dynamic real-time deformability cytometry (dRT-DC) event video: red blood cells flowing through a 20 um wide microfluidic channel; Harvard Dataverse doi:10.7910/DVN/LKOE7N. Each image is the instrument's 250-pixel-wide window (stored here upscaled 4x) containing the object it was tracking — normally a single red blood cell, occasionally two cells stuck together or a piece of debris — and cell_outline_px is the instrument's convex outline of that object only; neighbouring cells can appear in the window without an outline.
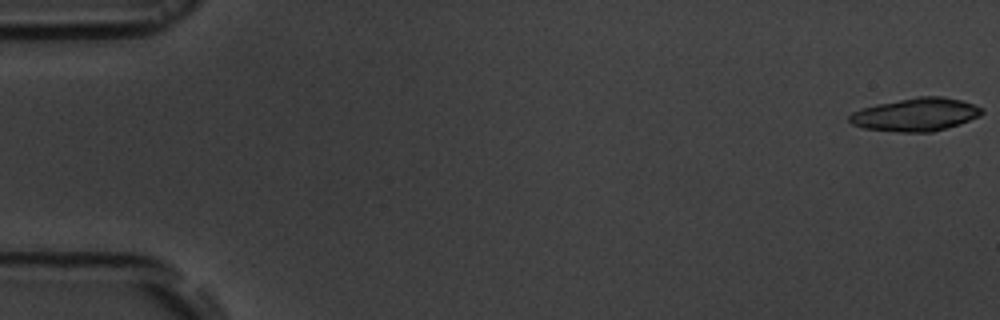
{"species": "common noctule bat (a hibernating species)", "species_latin": "Nyctalus noctula", "temperature_condition": "room temperature", "stored_images_in_passage": 57, "camera_frame_rate_fps": 3000, "um_per_image_px": 0.085, "animal": {"sex": "male", "body_mass_g": 19.5, "forearm_length_mm": 54.6}, "frame": {"image": 1, "passage_image": 1, "time_ms": 0.0, "image_size_px": [1000, 320], "cell_outline_px": [[984, 112], [980, 116], [960, 124], [932, 132], [900, 132], [864, 128], [852, 124], [848, 120], [848, 116], [852, 112], [860, 108], [876, 104], [916, 96], [944, 96], [960, 100], [984, 108]], "centroid_in_image_um": [77.84, 9.73], "position_along_channel_um": 7.2, "area_um2": 25.72}}
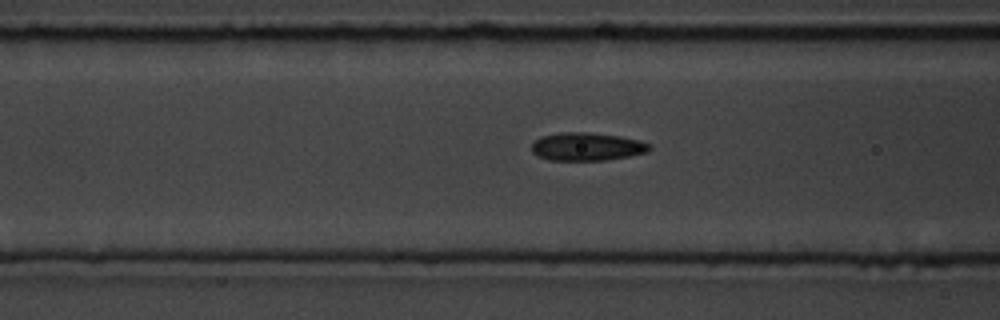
{"frame": {"image": 2, "passage_image": 23, "time_ms": 7.333, "image_size_px": [1000, 320], "cell_outline_px": [[652, 148], [648, 152], [628, 156], [604, 160], [548, 160], [536, 156], [532, 152], [532, 144], [540, 136], [560, 132], [588, 132], [620, 136], [640, 140], [652, 144]], "centroid_in_image_um": [49.89, 12.46], "position_along_channel_um": 116.7, "area_um2": 19.48}}
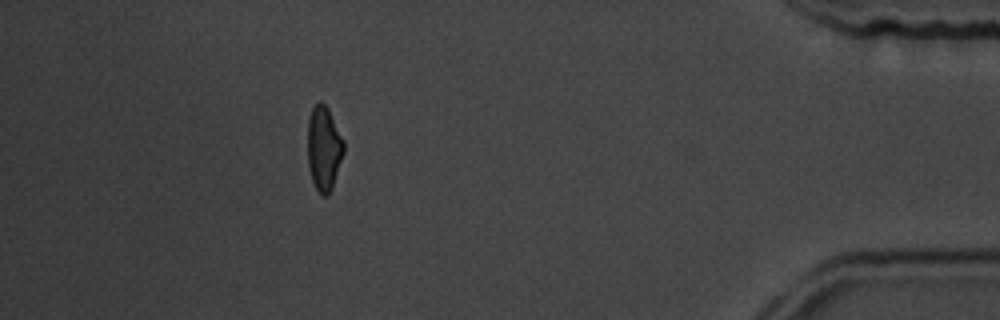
{"frame": {"image": 3, "passage_image": 51, "time_ms": 16.667, "image_size_px": [1000, 320], "cell_outline_px": [[344, 152], [332, 188], [328, 196], [320, 196], [312, 180], [308, 164], [308, 116], [312, 108], [320, 100], [328, 108], [344, 140]], "centroid_in_image_um": [27.53, 12.61], "position_along_channel_um": 407.7, "area_um2": 17.86}, "authors_computed_cell_mechanics": {"area_um2": 19.1318, "velocity_mm_per_s": 3.6782, "shape_relaxation_time_tau1_ms": 4.603, "shape_relaxation_time_tau2_ms": 1.3316, "deformation_change_tau1": 0.154, "deformation_change_tau2": 0.0795}}